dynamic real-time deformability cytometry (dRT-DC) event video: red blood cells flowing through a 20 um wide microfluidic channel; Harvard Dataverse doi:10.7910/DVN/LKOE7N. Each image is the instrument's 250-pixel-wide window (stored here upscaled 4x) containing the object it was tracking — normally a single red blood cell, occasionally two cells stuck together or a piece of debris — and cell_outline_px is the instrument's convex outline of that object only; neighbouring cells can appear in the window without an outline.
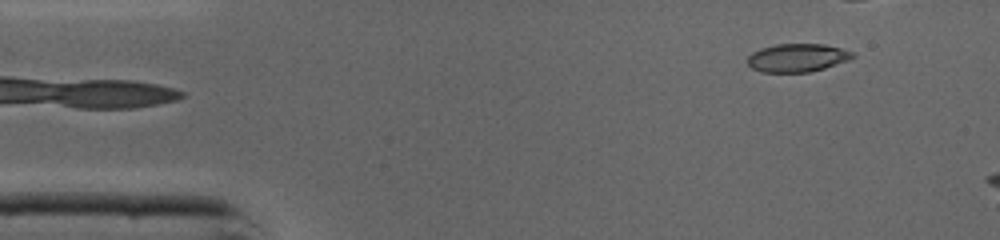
{"species": "common noctule bat (a hibernating species)", "species_latin": "Nyctalus noctula", "temperature_condition": "cold", "stored_images_in_passage": 7, "camera_frame_rate_fps": 3000, "um_per_image_px": 0.085, "animal": {"sex": "male", "body_mass_g": 19.0, "forearm_length_mm": 50.8}, "frame": {"image": 1, "passage_image": 1, "time_ms": 0.0, "image_size_px": [1000, 240], "cell_outline_px": [[856, 56], [848, 60], [824, 68], [808, 72], [760, 72], [752, 68], [748, 64], [748, 56], [752, 52], [760, 48], [776, 44], [824, 44], [840, 48], [852, 52]], "centroid_in_image_um": [67.75, 4.91], "position_along_channel_um": 17.3, "area_um2": 17.22}}